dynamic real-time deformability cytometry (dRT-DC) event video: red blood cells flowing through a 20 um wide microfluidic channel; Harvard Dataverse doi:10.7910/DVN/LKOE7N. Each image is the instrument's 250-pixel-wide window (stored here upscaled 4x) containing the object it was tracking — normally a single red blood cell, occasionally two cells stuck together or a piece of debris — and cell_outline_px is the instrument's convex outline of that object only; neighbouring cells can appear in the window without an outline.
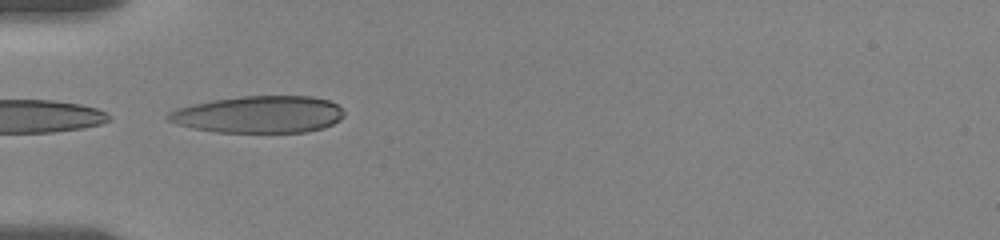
{"species": "human", "species_latin": "Homo sapiens", "temperature_condition": "room temperature", "stored_images_in_passage": 7, "camera_frame_rate_fps": 3000, "um_per_image_px": 0.085, "donor": {"sex": "female"}, "frame": {"image": 1, "passage_image": 4, "time_ms": 2.0, "image_size_px": [1000, 240], "cell_outline_px": [[344, 116], [340, 120], [324, 128], [308, 132], [216, 132], [192, 128], [176, 124], [168, 120], [164, 116], [168, 112], [176, 108], [192, 104], [212, 100], [240, 96], [312, 96], [328, 100], [336, 104], [344, 112]], "centroid_in_image_um": [21.98, 9.73], "position_along_channel_um": 63.0, "area_um2": 38.21}}
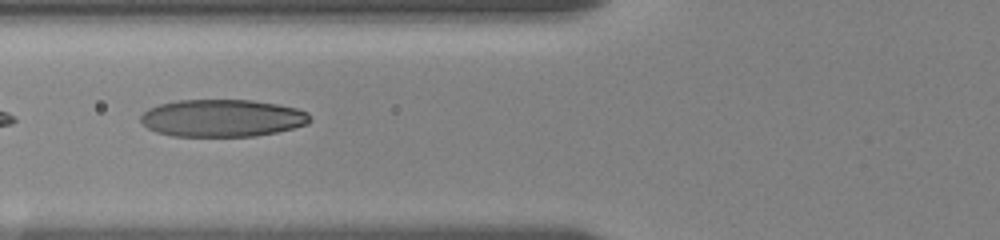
{"frame": {"image": 2, "passage_image": 6, "time_ms": 3.333, "image_size_px": [1000, 240], "cell_outline_px": [[312, 120], [308, 124], [276, 132], [256, 136], [172, 136], [156, 132], [148, 128], [140, 120], [140, 116], [148, 108], [160, 104], [176, 100], [252, 100], [276, 104], [296, 108], [308, 112]], "centroid_in_image_um": [18.89, 10.04], "position_along_channel_um": 106.9, "area_um2": 36.93}}